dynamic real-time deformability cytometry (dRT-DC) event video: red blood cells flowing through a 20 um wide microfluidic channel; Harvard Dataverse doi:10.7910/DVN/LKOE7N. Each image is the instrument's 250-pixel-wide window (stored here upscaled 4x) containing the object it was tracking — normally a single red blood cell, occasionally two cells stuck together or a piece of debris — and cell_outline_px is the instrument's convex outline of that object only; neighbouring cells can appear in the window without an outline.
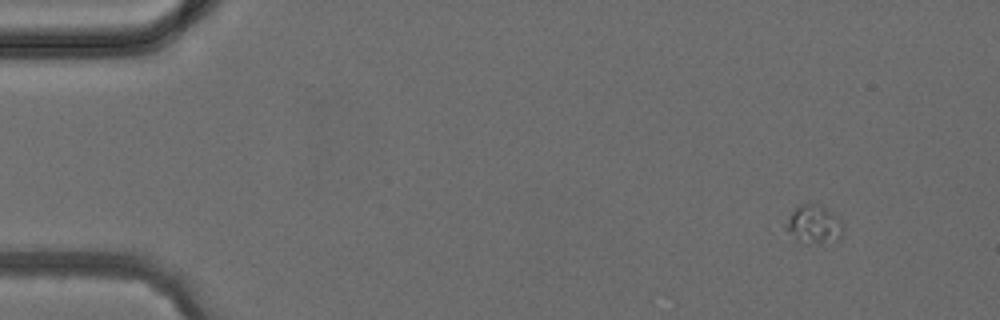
{"species": "common noctule bat (a hibernating species)", "species_latin": "Nyctalus noctula", "temperature_condition": "cold", "stored_images_in_passage": 4, "camera_frame_rate_fps": 3000, "um_per_image_px": 0.085, "animal": {"sex": "female", "body_mass_g": 24.6, "forearm_length_mm": 56.2}, "frame": {"image": 1, "passage_image": 1, "time_ms": 0.0, "image_size_px": [1000, 320], "cell_outline_px": [[844, 228], [840, 236], [836, 240], [820, 244], [804, 244], [796, 240], [780, 228], [792, 212], [800, 204], [812, 204], [824, 208], [836, 216], [840, 220]], "centroid_in_image_um": [69.09, 19.13], "position_along_channel_um": 15.9, "area_um2": 13.01}}